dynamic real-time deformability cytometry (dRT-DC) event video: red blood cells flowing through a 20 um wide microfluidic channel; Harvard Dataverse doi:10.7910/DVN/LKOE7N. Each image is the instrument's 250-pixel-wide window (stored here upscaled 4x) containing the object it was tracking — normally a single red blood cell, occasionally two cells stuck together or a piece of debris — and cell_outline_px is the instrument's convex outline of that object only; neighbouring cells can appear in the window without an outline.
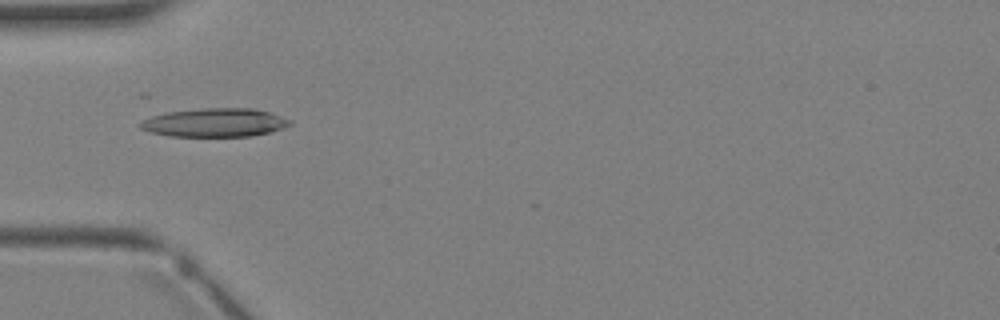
{"species": "Egyptian fruit bat (a non-hibernating species)", "species_latin": "Rousettus aegyptiacus", "temperature_condition": "warm", "stored_images_in_passage": 3, "camera_frame_rate_fps": 3000, "um_per_image_px": 0.085, "animal": {"sex": "female"}, "frame": {"image": 1, "passage_image": 3, "time_ms": 2.333, "image_size_px": [1000, 320], "cell_outline_px": [[292, 124], [272, 132], [252, 136], [172, 136], [152, 132], [140, 128], [140, 124], [144, 120], [152, 116], [168, 112], [204, 108], [252, 108], [268, 112], [292, 120]], "centroid_in_image_um": [18.31, 10.42], "position_along_channel_um": 66.7, "area_um2": 24.68}}